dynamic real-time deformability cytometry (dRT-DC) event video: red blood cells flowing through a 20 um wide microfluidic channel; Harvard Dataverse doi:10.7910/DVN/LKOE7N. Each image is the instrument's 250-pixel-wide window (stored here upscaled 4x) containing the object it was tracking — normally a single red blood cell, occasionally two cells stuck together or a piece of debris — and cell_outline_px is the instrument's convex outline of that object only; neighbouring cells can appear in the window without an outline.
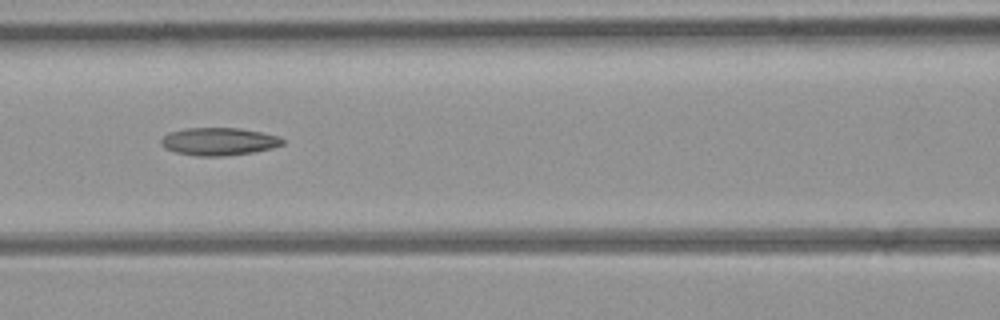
{"species": "common noctule bat (a hibernating species)", "species_latin": "Nyctalus noctula", "temperature_condition": "room temperature", "stored_images_in_passage": 4, "camera_frame_rate_fps": 3000, "um_per_image_px": 0.085, "animal": {"sex": "female", "body_mass_g": 21.9}, "frame": {"image": 1, "passage_image": 4, "time_ms": 4.333, "image_size_px": [1000, 320], "cell_outline_px": [[284, 144], [272, 148], [256, 152], [224, 156], [196, 156], [176, 152], [164, 148], [160, 144], [160, 140], [168, 132], [184, 128], [240, 128], [280, 136], [284, 140]], "centroid_in_image_um": [18.6, 12.03], "position_along_channel_um": 148.0, "area_um2": 19.83}}